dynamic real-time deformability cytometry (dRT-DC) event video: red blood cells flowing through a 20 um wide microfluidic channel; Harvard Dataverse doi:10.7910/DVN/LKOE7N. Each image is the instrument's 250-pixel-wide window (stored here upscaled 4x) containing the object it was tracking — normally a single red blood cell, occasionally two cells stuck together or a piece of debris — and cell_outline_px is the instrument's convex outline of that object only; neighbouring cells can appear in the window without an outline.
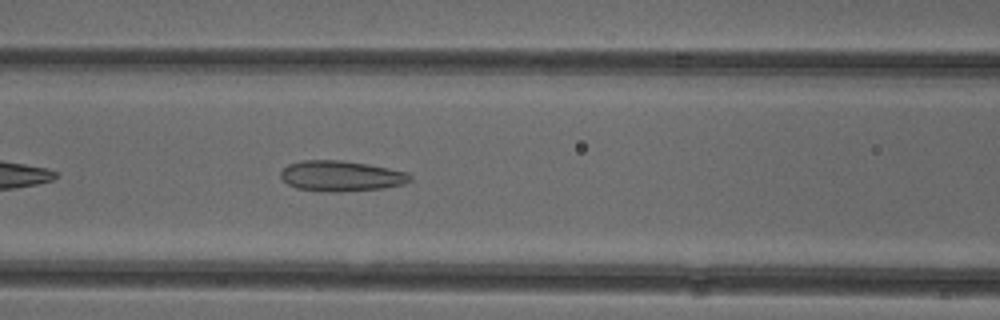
{"species": "common noctule bat (a hibernating species)", "species_latin": "Nyctalus noctula", "temperature_condition": "cold", "stored_images_in_passage": 31, "camera_frame_rate_fps": 3000, "um_per_image_px": 0.085, "animal": {"sex": "female"}, "frame": {"image": 1, "passage_image": 8, "time_ms": 2.333, "image_size_px": [1000, 320], "cell_outline_px": [[412, 180], [404, 184], [384, 188], [336, 192], [328, 192], [296, 188], [288, 184], [280, 176], [280, 172], [288, 164], [304, 160], [340, 160], [368, 164], [408, 172], [412, 176]], "centroid_in_image_um": [29.01, 14.96], "position_along_channel_um": 137.6, "area_um2": 23.06}}
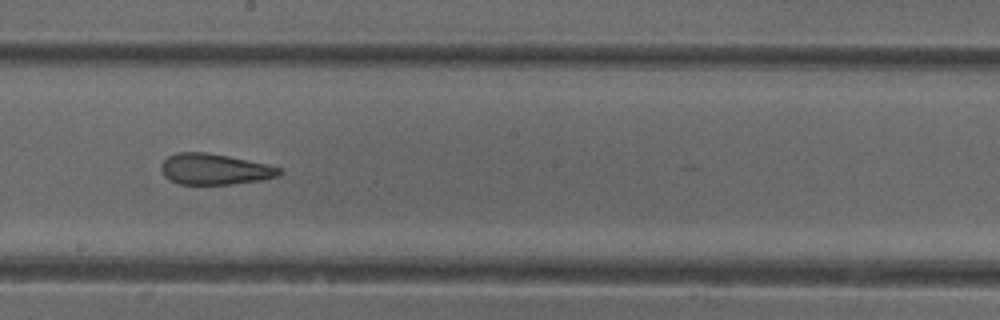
{"frame": {"image": 2, "passage_image": 15, "time_ms": 4.667, "image_size_px": [1000, 320], "cell_outline_px": [[284, 172], [280, 176], [264, 180], [232, 184], [180, 184], [168, 180], [164, 176], [160, 168], [160, 164], [168, 156], [176, 152], [204, 152], [228, 156], [264, 164], [280, 168]], "centroid_in_image_um": [18.22, 14.39], "position_along_channel_um": 230.0, "area_um2": 21.39}}
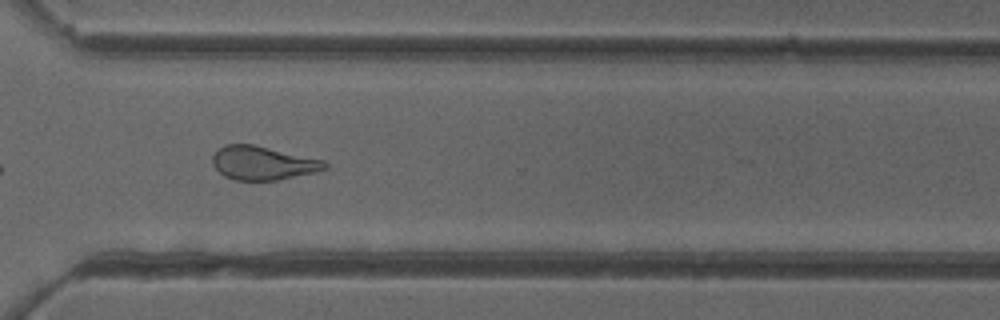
{"frame": {"image": 3, "passage_image": 24, "time_ms": 7.667, "image_size_px": [1000, 320], "cell_outline_px": [[328, 168], [312, 172], [276, 180], [236, 180], [224, 176], [212, 164], [212, 156], [224, 144], [252, 144], [324, 160], [328, 164]], "centroid_in_image_um": [22.32, 13.85], "position_along_channel_um": 348.3, "area_um2": 21.73}, "authors_computed_cell_mechanics": {"area_um2": 21.964, "velocity_mm_per_s": 3.9603, "shape_relaxation_time_tau1_ms": null, "shape_relaxation_time_tau2_ms": 2.192, "deformation_change_tau1": null, "deformation_change_tau2": 0.1071}}